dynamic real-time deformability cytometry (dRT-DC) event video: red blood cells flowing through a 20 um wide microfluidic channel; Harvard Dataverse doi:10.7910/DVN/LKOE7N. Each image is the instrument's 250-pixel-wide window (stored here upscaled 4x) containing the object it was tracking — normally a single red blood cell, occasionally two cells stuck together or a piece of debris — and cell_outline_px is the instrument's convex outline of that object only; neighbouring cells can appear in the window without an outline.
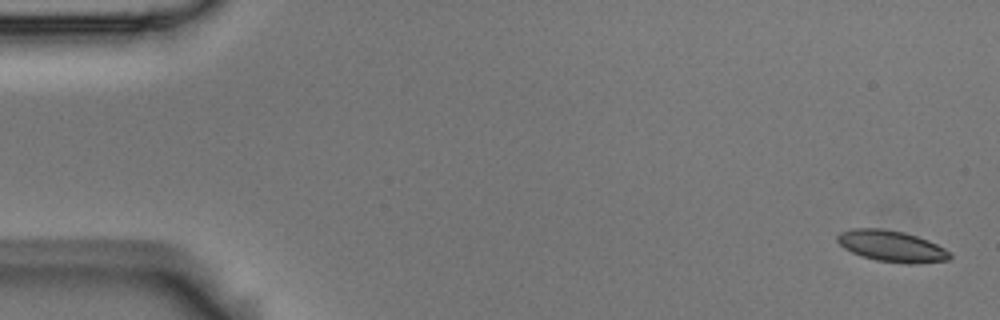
{"species": "Egyptian fruit bat (a non-hibernating species)", "species_latin": "Rousettus aegyptiacus", "temperature_condition": "room temperature", "stored_images_in_passage": 4, "camera_frame_rate_fps": 3000, "um_per_image_px": 0.085, "animal": {"sex": "male"}, "frame": {"image": 1, "passage_image": 1, "time_ms": 0.0, "image_size_px": [1000, 320], "cell_outline_px": [[952, 256], [948, 260], [912, 264], [908, 264], [876, 260], [860, 256], [844, 248], [836, 240], [836, 236], [840, 232], [852, 228], [884, 228], [904, 232], [928, 240], [944, 248]], "centroid_in_image_um": [75.75, 20.91], "position_along_channel_um": 9.2, "area_um2": 20.52}}
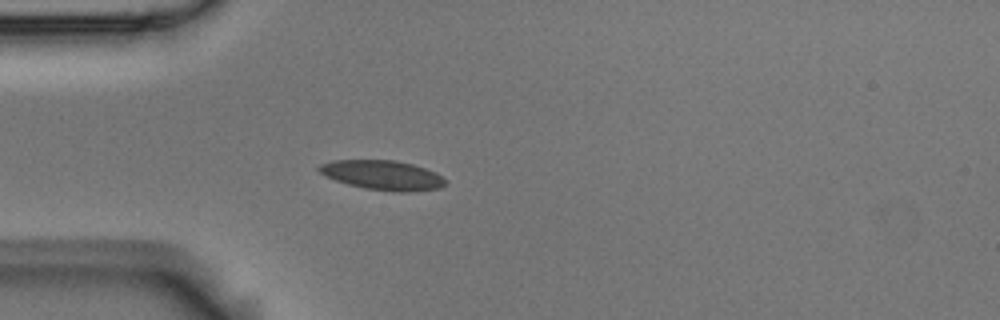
{"frame": {"image": 2, "passage_image": 4, "time_ms": 1.0, "image_size_px": [1000, 320], "cell_outline_px": [[444, 184], [440, 188], [408, 192], [400, 192], [364, 188], [348, 184], [324, 176], [316, 168], [320, 164], [332, 160], [396, 160], [412, 164], [436, 172], [444, 180]], "centroid_in_image_um": [32.47, 14.88], "position_along_channel_um": 52.5, "area_um2": 21.62}}